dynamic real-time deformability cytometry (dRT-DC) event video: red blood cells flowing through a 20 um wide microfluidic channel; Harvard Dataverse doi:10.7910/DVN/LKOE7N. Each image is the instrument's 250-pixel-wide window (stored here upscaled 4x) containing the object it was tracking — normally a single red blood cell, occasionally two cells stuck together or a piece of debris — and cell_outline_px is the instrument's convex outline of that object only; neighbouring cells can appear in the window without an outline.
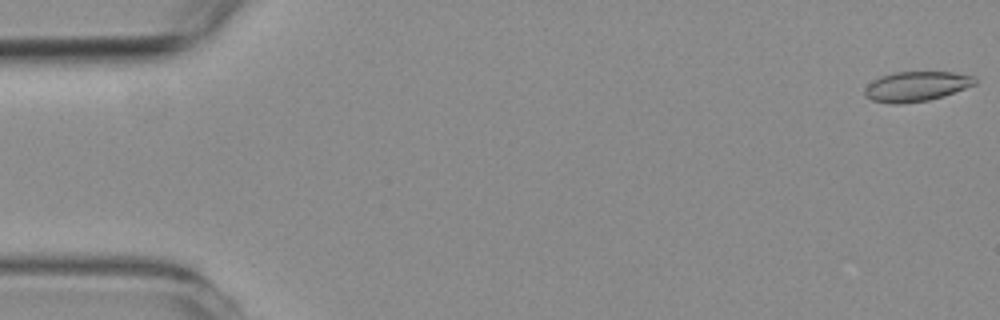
{"species": "common noctule bat (a hibernating species)", "species_latin": "Nyctalus noctula", "temperature_condition": "room temperature", "stored_images_in_passage": 15, "camera_frame_rate_fps": 3000, "um_per_image_px": 0.085, "animal": {"sex": "female", "body_mass_g": 19.3, "forearm_length_mm": 54.1}, "frame": {"image": 1, "passage_image": 1, "time_ms": 0.0, "image_size_px": [1000, 320], "cell_outline_px": [[976, 84], [944, 96], [928, 100], [900, 104], [888, 104], [872, 100], [864, 96], [864, 88], [872, 80], [880, 76], [892, 72], [952, 72], [976, 76]], "centroid_in_image_um": [77.86, 7.34], "position_along_channel_um": 7.1, "area_um2": 19.42}}